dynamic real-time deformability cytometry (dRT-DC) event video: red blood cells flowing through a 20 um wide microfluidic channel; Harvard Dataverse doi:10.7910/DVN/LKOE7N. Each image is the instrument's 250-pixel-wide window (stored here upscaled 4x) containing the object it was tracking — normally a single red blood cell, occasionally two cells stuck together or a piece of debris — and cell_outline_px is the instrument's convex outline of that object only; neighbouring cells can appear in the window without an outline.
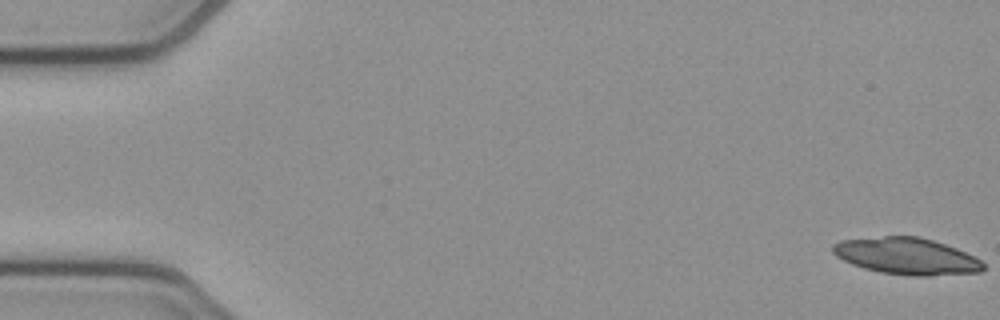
{"species": "common noctule bat (a hibernating species)", "species_latin": "Nyctalus noctula", "temperature_condition": "cold", "stored_images_in_passage": 27, "camera_frame_rate_fps": 3000, "um_per_image_px": 0.085, "animal": {"sex": "female", "body_mass_g": 21.9}, "frame": {"image": 1, "passage_image": 1, "time_ms": 0.0, "image_size_px": [1000, 320], "cell_outline_px": [[984, 268], [980, 272], [928, 276], [916, 276], [880, 272], [864, 268], [852, 264], [836, 256], [832, 252], [832, 244], [840, 240], [884, 236], [920, 236], [956, 248], [980, 260], [984, 264]], "centroid_in_image_um": [77.04, 21.77], "position_along_channel_um": 8.0, "area_um2": 32.02}}